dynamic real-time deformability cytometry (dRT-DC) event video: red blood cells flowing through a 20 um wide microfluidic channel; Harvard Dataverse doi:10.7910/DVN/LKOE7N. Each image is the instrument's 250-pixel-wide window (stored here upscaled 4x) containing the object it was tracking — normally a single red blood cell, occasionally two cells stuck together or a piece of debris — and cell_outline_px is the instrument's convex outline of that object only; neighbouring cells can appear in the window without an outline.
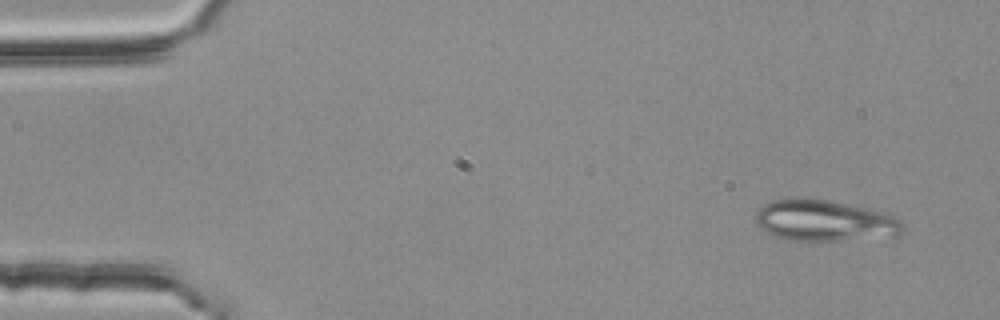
{"species": "common noctule bat (a hibernating species)", "species_latin": "Nyctalus noctula", "temperature_condition": "room temperature", "stored_images_in_passage": 3, "camera_frame_rate_fps": 3000, "um_per_image_px": 0.085, "animal": {"sex": "female", "body_mass_g": 25.1}, "frame": {"image": 1, "passage_image": 1, "time_ms": 0.0, "image_size_px": [1000, 320], "cell_outline_px": [[904, 232], [896, 236], [840, 240], [788, 240], [776, 236], [768, 232], [756, 224], [756, 208], [772, 200], [824, 200], [880, 212], [892, 216], [900, 220], [904, 224]], "centroid_in_image_um": [70.08, 18.79], "position_along_channel_um": 14.9, "area_um2": 34.28}}